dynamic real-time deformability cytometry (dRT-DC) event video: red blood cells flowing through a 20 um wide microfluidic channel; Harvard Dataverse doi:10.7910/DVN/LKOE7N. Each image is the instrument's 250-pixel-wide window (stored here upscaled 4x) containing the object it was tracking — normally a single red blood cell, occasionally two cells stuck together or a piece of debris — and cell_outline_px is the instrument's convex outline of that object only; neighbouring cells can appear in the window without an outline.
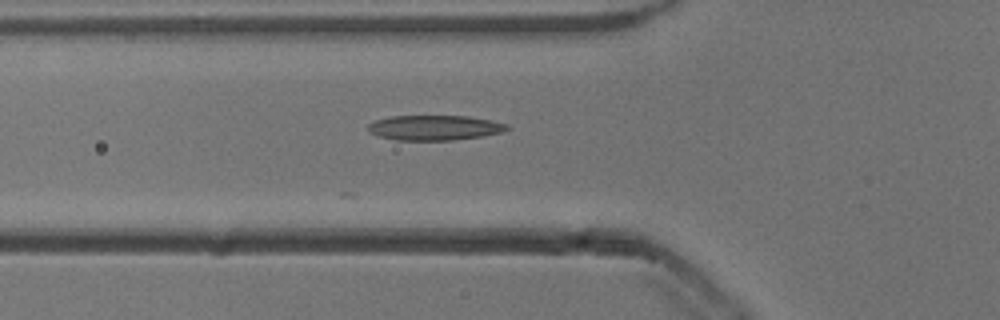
{"species": "common noctule bat (a hibernating species)", "species_latin": "Nyctalus noctula", "temperature_condition": "cold", "stored_images_in_passage": 16, "camera_frame_rate_fps": 3000, "um_per_image_px": 0.085, "animal": {"sex": "male", "body_mass_g": 13.3}, "frame": {"image": 1, "passage_image": 2, "time_ms": 0.333, "image_size_px": [1000, 320], "cell_outline_px": [[508, 128], [500, 132], [484, 136], [452, 140], [396, 140], [380, 136], [368, 132], [368, 124], [376, 120], [392, 116], [468, 116], [492, 120], [508, 124]], "centroid_in_image_um": [36.93, 10.85], "position_along_channel_um": 88.9, "area_um2": 20.17}}
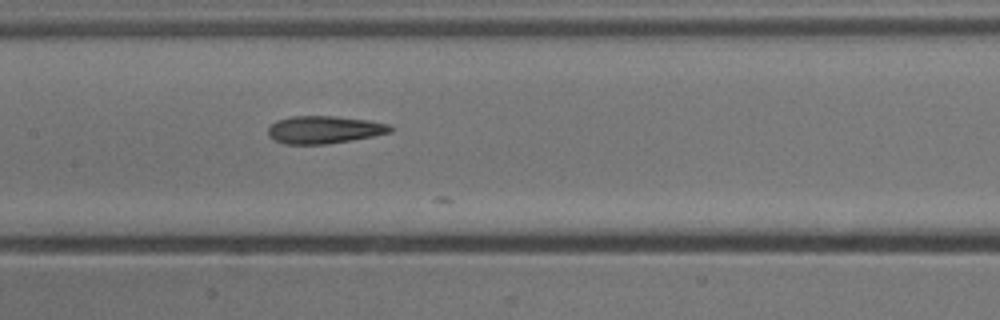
{"frame": {"image": 2, "passage_image": 9, "time_ms": 2.667, "image_size_px": [1000, 320], "cell_outline_px": [[392, 132], [376, 136], [328, 144], [284, 144], [272, 140], [268, 136], [268, 128], [276, 120], [288, 116], [336, 116], [368, 120], [388, 124], [392, 128]], "centroid_in_image_um": [27.53, 11.03], "position_along_channel_um": 179.9, "area_um2": 19.94}}
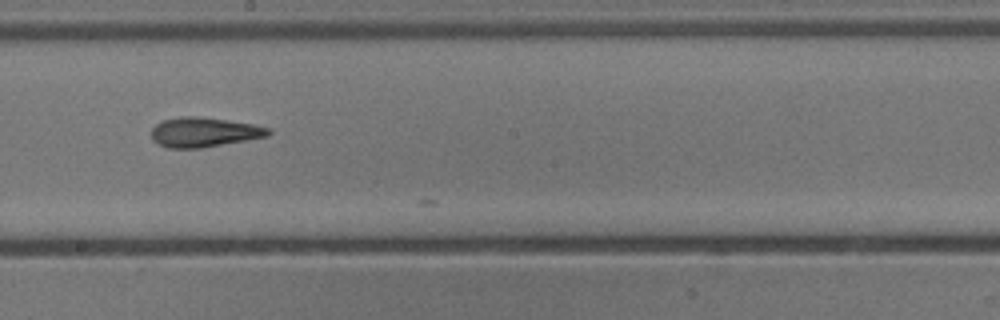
{"frame": {"image": 3, "passage_image": 13, "time_ms": 4.0, "image_size_px": [1000, 320], "cell_outline_px": [[272, 132], [268, 136], [200, 148], [168, 148], [152, 140], [152, 128], [156, 124], [164, 120], [180, 116], [196, 116], [252, 124], [272, 128]], "centroid_in_image_um": [17.34, 11.23], "position_along_channel_um": 230.9, "area_um2": 20.0}}